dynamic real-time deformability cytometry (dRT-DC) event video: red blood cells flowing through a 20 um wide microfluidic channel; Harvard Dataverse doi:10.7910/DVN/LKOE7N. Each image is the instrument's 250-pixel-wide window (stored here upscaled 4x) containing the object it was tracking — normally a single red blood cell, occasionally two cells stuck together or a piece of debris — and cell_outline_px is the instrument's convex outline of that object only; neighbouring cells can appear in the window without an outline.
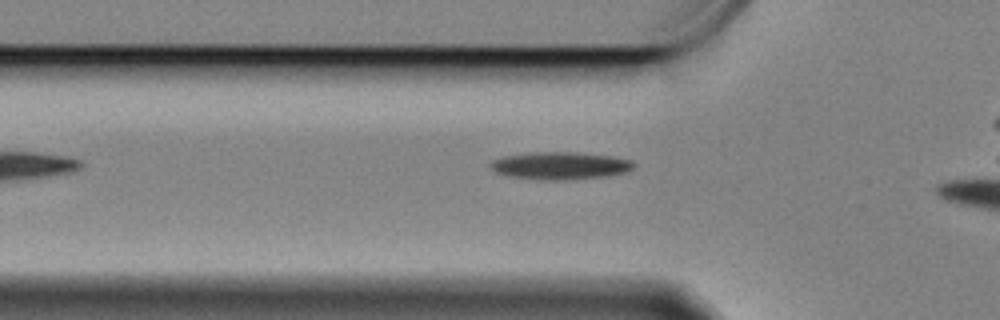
{"species": "Egyptian fruit bat (a non-hibernating species)", "species_latin": "Rousettus aegyptiacus", "temperature_condition": "cold", "stored_images_in_passage": 44, "camera_frame_rate_fps": 3000, "um_per_image_px": 0.085, "animal": {"sex": "female"}, "frame": {"image": 1, "passage_image": 13, "time_ms": 4.0, "image_size_px": [1000, 320], "cell_outline_px": [[636, 164], [632, 168], [624, 172], [604, 176], [508, 176], [496, 172], [488, 164], [492, 160], [504, 156], [532, 152], [576, 152], [612, 156], [632, 160]], "centroid_in_image_um": [47.63, 13.99], "position_along_channel_um": 78.2, "area_um2": 21.21}}
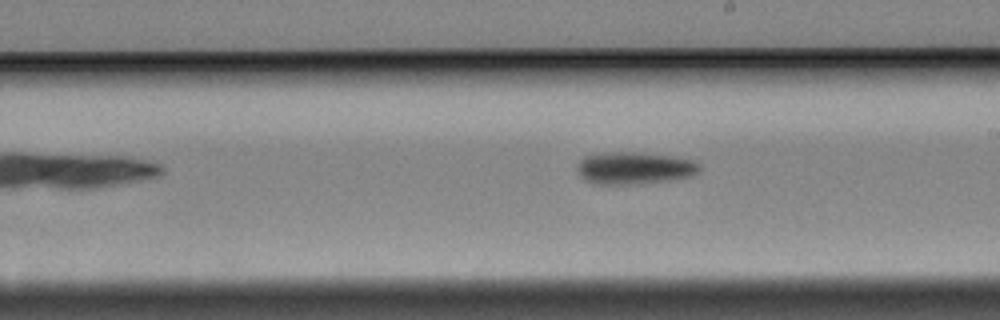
{"frame": {"image": 2, "passage_image": 27, "time_ms": 8.667, "image_size_px": [1000, 320], "cell_outline_px": [[700, 168], [696, 172], [688, 176], [668, 180], [632, 184], [596, 184], [584, 180], [580, 176], [580, 160], [584, 156], [604, 152], [640, 152], [668, 156], [692, 160], [700, 164]], "centroid_in_image_um": [53.89, 14.27], "position_along_channel_um": 235.1, "area_um2": 22.54}}
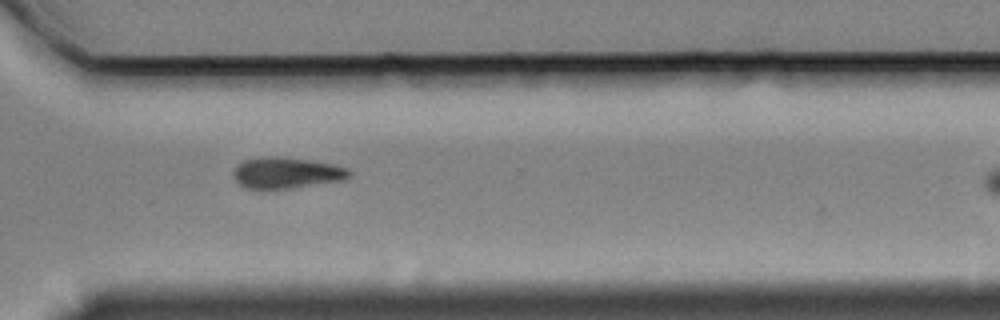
{"frame": {"image": 3, "passage_image": 37, "time_ms": 12.0, "image_size_px": [1000, 320], "cell_outline_px": [[352, 172], [344, 180], [288, 188], [244, 188], [236, 180], [232, 172], [236, 164], [244, 160], [260, 156], [276, 156], [308, 160], [332, 164], [348, 168]], "centroid_in_image_um": [24.31, 14.67], "position_along_channel_um": 346.3, "area_um2": 20.87}, "authors_computed_cell_mechanics": {"area_um2": 21.7906, "velocity_mm_per_s": 3.3367, "shape_relaxation_time_tau1_ms": 3.8826, "shape_relaxation_time_tau2_ms": null, "deformation_change_tau1": 0.1423, "deformation_change_tau2": null}}